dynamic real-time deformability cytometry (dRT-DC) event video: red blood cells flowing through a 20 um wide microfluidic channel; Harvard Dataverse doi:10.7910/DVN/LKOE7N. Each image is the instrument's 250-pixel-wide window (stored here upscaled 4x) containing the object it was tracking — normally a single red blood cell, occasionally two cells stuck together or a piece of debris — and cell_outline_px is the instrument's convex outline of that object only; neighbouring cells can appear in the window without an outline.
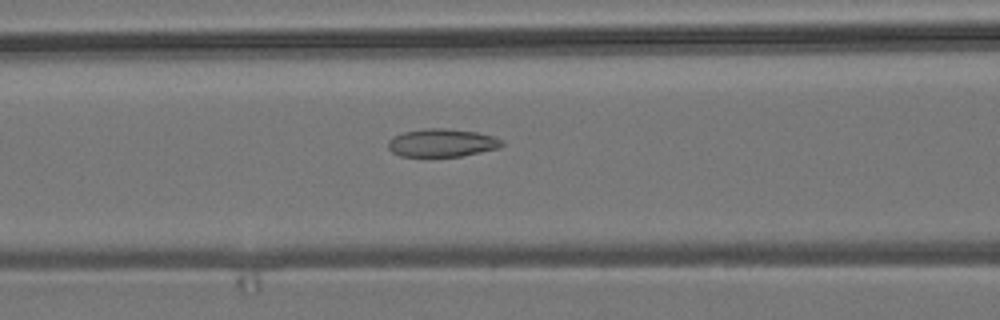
{"species": "common noctule bat (a hibernating species)", "species_latin": "Nyctalus noctula", "temperature_condition": "room temperature", "stored_images_in_passage": 46, "camera_frame_rate_fps": 3000, "um_per_image_px": 0.085, "animal": {"sex": "male", "body_mass_g": 19.2, "forearm_length_mm": 51.8}, "frame": {"image": 1, "passage_image": 14, "time_ms": 4.333, "image_size_px": [1000, 320], "cell_outline_px": [[504, 144], [500, 148], [460, 156], [400, 156], [392, 152], [388, 148], [388, 140], [392, 136], [404, 132], [424, 128], [444, 128], [476, 132], [492, 136], [504, 140]], "centroid_in_image_um": [37.56, 12.13], "position_along_channel_um": 129.0, "area_um2": 18.61}}
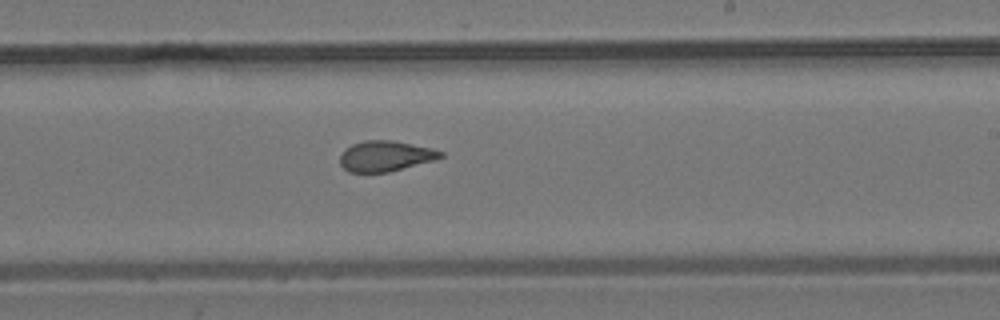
{"frame": {"image": 2, "passage_image": 24, "time_ms": 7.667, "image_size_px": [1000, 320], "cell_outline_px": [[444, 156], [436, 160], [388, 172], [348, 172], [340, 164], [340, 156], [344, 148], [352, 144], [364, 140], [392, 140], [432, 148], [444, 152]], "centroid_in_image_um": [32.76, 13.26], "position_along_channel_um": 256.2, "area_um2": 18.03}}
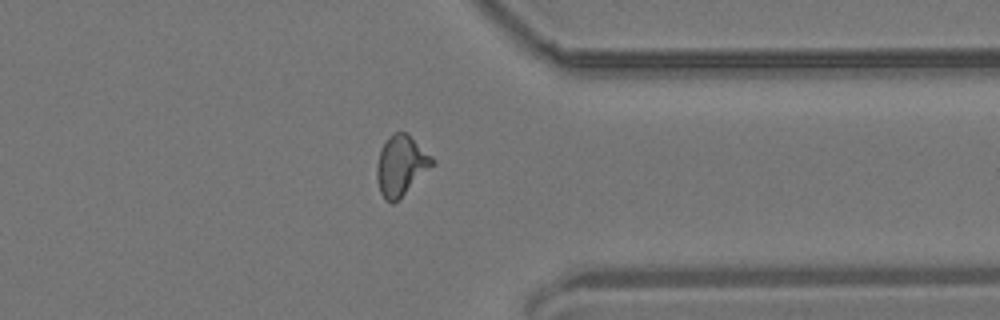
{"frame": {"image": 3, "passage_image": 34, "time_ms": 11.0, "image_size_px": [1000, 320], "cell_outline_px": [[436, 164], [392, 204], [384, 200], [380, 192], [376, 176], [376, 164], [380, 148], [384, 140], [388, 136], [396, 132], [404, 132], [432, 156], [436, 160]], "centroid_in_image_um": [34.07, 14.07], "position_along_channel_um": 377.3, "area_um2": 19.42}, "authors_computed_cell_mechanics": {"area_um2": 18.6405, "velocity_mm_per_s": 3.8372, "shape_relaxation_time_tau1_ms": null, "shape_relaxation_time_tau2_ms": 1.8838, "deformation_change_tau1": null, "deformation_change_tau2": 0.0944}}